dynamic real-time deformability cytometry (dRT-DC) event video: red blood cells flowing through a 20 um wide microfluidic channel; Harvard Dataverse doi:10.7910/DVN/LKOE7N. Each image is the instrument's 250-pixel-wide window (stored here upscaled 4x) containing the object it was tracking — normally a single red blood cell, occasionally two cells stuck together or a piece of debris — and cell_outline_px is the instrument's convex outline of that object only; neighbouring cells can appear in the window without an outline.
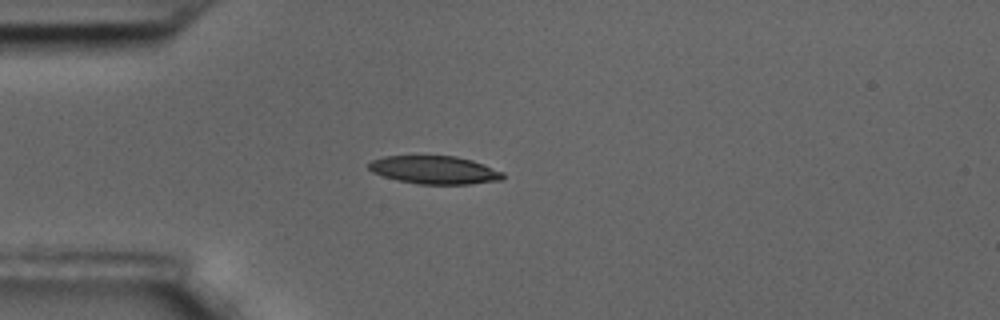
{"species": "common noctule bat (a hibernating species)", "species_latin": "Nyctalus noctula", "temperature_condition": "room temperature", "stored_images_in_passage": 35, "camera_frame_rate_fps": 3000, "um_per_image_px": 0.085, "animal": {"sex": "male", "body_mass_g": 17.5, "forearm_length_mm": 52.3}, "frame": {"image": 1, "passage_image": 1, "time_ms": 0.0, "image_size_px": [1000, 320], "cell_outline_px": [[504, 176], [500, 180], [468, 184], [420, 184], [396, 180], [372, 172], [368, 168], [368, 164], [372, 160], [384, 156], [456, 156], [472, 160], [484, 164], [504, 172]], "centroid_in_image_um": [36.93, 14.44], "position_along_channel_um": 48.1, "area_um2": 21.91}}
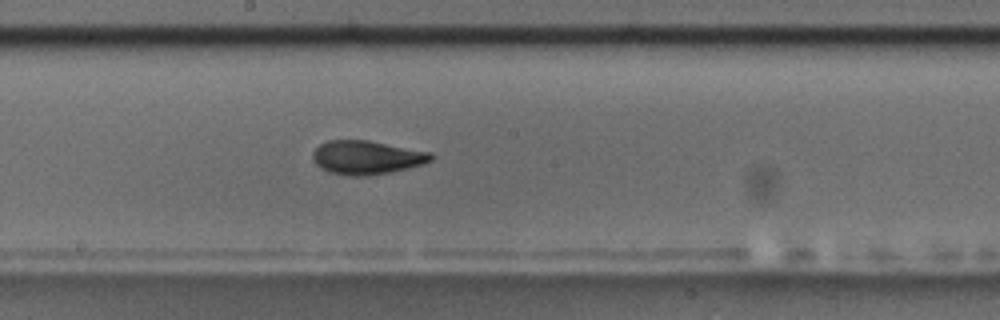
{"frame": {"image": 2, "passage_image": 17, "time_ms": 5.333, "image_size_px": [1000, 320], "cell_outline_px": [[436, 156], [432, 160], [408, 168], [368, 176], [352, 176], [328, 172], [320, 168], [312, 160], [312, 152], [320, 144], [328, 140], [368, 140], [432, 152]], "centroid_in_image_um": [31.15, 13.38], "position_along_channel_um": 217.0, "area_um2": 23.35}}
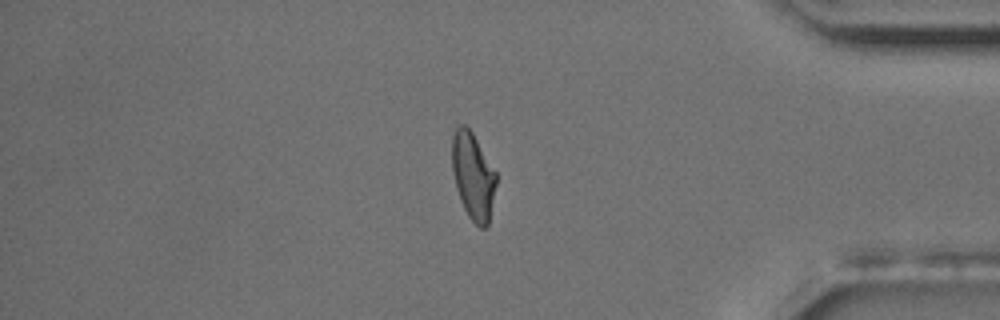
{"frame": {"image": 3, "passage_image": 35, "time_ms": 11.333, "image_size_px": [1000, 320], "cell_outline_px": [[496, 184], [488, 224], [484, 228], [480, 228], [468, 216], [464, 208], [456, 188], [452, 168], [452, 136], [456, 128], [460, 124], [464, 124], [472, 132], [496, 172]], "centroid_in_image_um": [40.2, 14.95], "position_along_channel_um": 395.0, "area_um2": 22.08}, "authors_computed_cell_mechanics": {"area_um2": 22.542, "velocity_mm_per_s": 3.431, "shape_relaxation_time_tau1_ms": 4.5241, "shape_relaxation_time_tau2_ms": 2.5766, "deformation_change_tau1": 0.1559, "deformation_change_tau2": 0.0879}}